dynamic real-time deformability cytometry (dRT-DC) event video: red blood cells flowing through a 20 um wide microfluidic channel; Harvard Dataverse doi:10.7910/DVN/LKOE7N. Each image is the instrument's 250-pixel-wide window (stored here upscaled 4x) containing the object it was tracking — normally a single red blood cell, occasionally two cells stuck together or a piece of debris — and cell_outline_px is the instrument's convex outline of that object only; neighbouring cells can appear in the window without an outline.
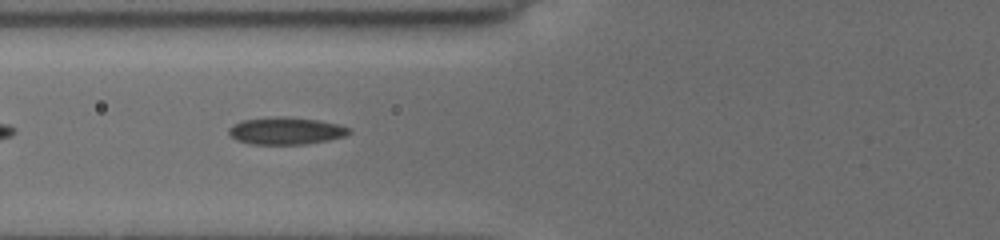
{"species": "common noctule bat (a hibernating species)", "species_latin": "Nyctalus noctula", "temperature_condition": "cold", "stored_images_in_passage": 8, "camera_frame_rate_fps": 3000, "um_per_image_px": 0.085, "animal": {"sex": "female", "body_mass_g": 19.5, "forearm_length_mm": 54.1}, "frame": {"image": 1, "passage_image": 5, "time_ms": 1.333, "image_size_px": [1000, 240], "cell_outline_px": [[352, 132], [344, 136], [328, 140], [308, 144], [252, 144], [236, 140], [228, 132], [228, 128], [232, 124], [240, 120], [276, 116], [288, 116], [320, 120], [340, 124], [348, 128]], "centroid_in_image_um": [24.29, 11.1], "position_along_channel_um": 101.5, "area_um2": 19.36}}
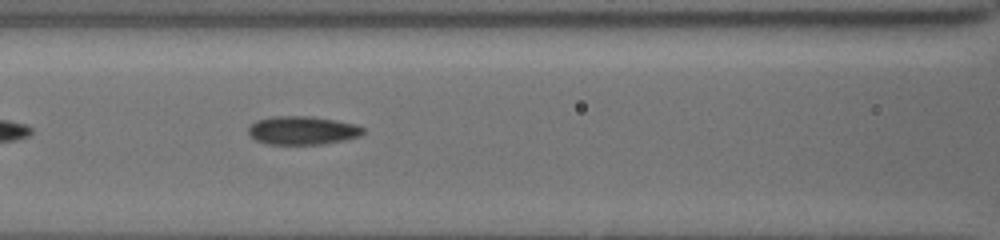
{"frame": {"image": 2, "passage_image": 8, "time_ms": 2.333, "image_size_px": [1000, 240], "cell_outline_px": [[364, 132], [360, 136], [344, 140], [320, 144], [268, 144], [256, 140], [248, 132], [248, 128], [256, 120], [272, 116], [312, 116], [336, 120], [356, 124], [364, 128]], "centroid_in_image_um": [25.72, 11.07], "position_along_channel_um": 140.9, "area_um2": 19.02}}